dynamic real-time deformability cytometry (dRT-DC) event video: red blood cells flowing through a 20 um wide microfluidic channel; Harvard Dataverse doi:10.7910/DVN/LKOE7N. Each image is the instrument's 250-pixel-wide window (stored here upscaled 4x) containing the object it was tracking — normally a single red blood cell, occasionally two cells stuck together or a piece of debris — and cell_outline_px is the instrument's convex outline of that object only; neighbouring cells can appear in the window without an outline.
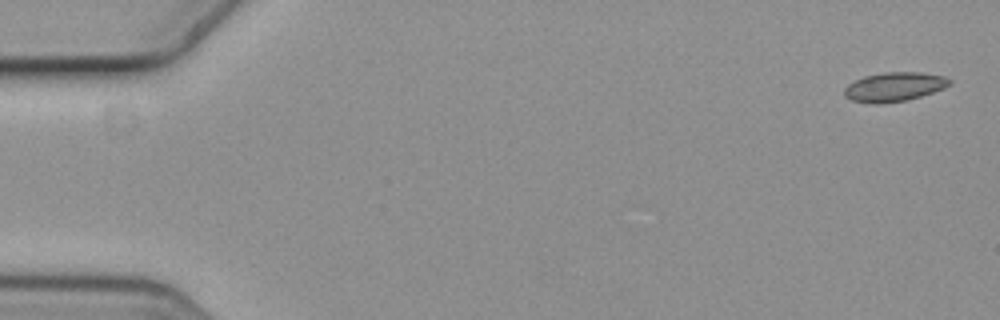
{"species": "common noctule bat (a hibernating species)", "species_latin": "Nyctalus noctula", "temperature_condition": "cold", "stored_images_in_passage": 6, "segment_of_instrument_passage": [1, 2], "camera_frame_rate_fps": 3000, "um_per_image_px": 0.085, "animal": {"sex": "female", "body_mass_g": 19.3, "forearm_length_mm": 54.1}, "frame": {"image": 1, "passage_image": 1, "time_ms": 0.0, "image_size_px": [1000, 320], "cell_outline_px": [[952, 84], [944, 88], [908, 100], [880, 104], [872, 104], [852, 100], [844, 96], [844, 88], [848, 84], [864, 76], [884, 72], [920, 72], [944, 76], [952, 80]], "centroid_in_image_um": [76.01, 7.38], "position_along_channel_um": 9.0, "area_um2": 17.98}}
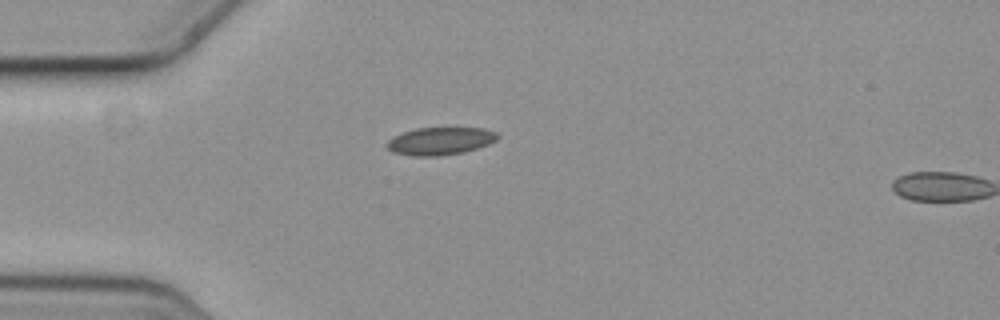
{"frame": {"image": 2, "passage_image": 5, "time_ms": 1.333, "image_size_px": [1000, 320], "cell_outline_px": [[500, 136], [496, 140], [488, 144], [464, 152], [440, 156], [412, 156], [392, 152], [384, 144], [392, 136], [416, 128], [484, 128], [496, 132]], "centroid_in_image_um": [37.39, 11.99], "position_along_channel_um": 47.6, "area_um2": 17.92}}